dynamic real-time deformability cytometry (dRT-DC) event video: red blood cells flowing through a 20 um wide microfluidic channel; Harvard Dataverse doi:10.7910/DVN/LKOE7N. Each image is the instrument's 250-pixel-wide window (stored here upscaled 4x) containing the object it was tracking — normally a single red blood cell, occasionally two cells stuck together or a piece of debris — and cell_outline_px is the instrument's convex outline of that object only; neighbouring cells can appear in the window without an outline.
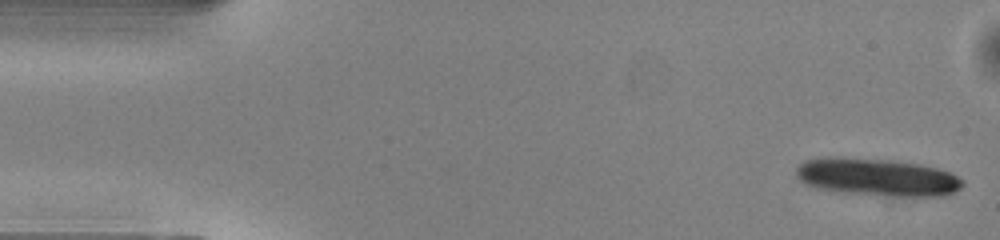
{"species": "common noctule bat (a hibernating species)", "species_latin": "Nyctalus noctula", "temperature_condition": "warm", "stored_images_in_passage": 12, "camera_frame_rate_fps": 3000, "um_per_image_px": 0.085, "animal": {"sex": "male", "body_mass_g": 13.0, "forearm_length_mm": 53.1}, "frame": {"image": 1, "passage_image": 1, "time_ms": 0.0, "image_size_px": [1000, 240], "cell_outline_px": [[964, 184], [960, 188], [944, 196], [896, 196], [844, 192], [820, 188], [808, 184], [800, 180], [796, 176], [796, 168], [804, 160], [892, 160], [920, 164], [936, 168], [948, 172], [964, 180]], "centroid_in_image_um": [74.67, 15.1], "position_along_channel_um": 10.3, "area_um2": 34.91}}